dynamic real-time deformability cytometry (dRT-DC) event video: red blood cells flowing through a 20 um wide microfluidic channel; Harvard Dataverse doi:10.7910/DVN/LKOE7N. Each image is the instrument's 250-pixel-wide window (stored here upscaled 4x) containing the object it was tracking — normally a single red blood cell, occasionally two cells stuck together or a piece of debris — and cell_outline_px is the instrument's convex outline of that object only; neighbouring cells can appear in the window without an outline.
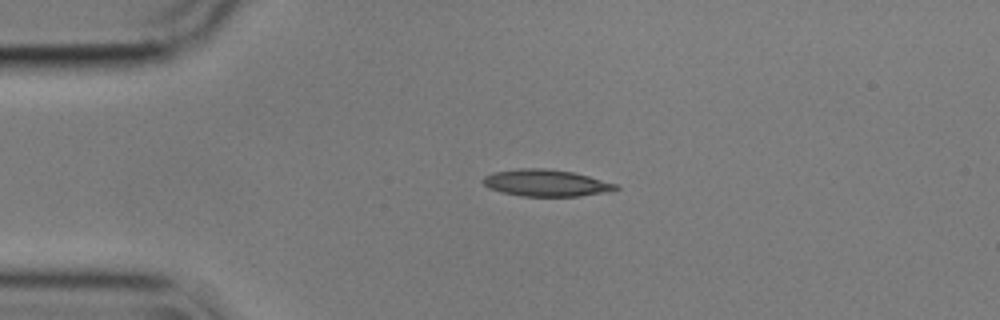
{"species": "common noctule bat (a hibernating species)", "species_latin": "Nyctalus noctula", "temperature_condition": "cold", "stored_images_in_passage": 44, "camera_frame_rate_fps": 3000, "um_per_image_px": 0.085, "animal": {"sex": "male", "body_mass_g": 17.9}, "frame": {"image": 1, "passage_image": 1, "time_ms": 0.0, "image_size_px": [1000, 320], "cell_outline_px": [[620, 188], [580, 196], [520, 196], [500, 192], [488, 188], [480, 180], [484, 176], [496, 172], [520, 168], [544, 168], [572, 172], [588, 176], [616, 184]], "centroid_in_image_um": [46.33, 15.55], "position_along_channel_um": 38.7, "area_um2": 20.46}}
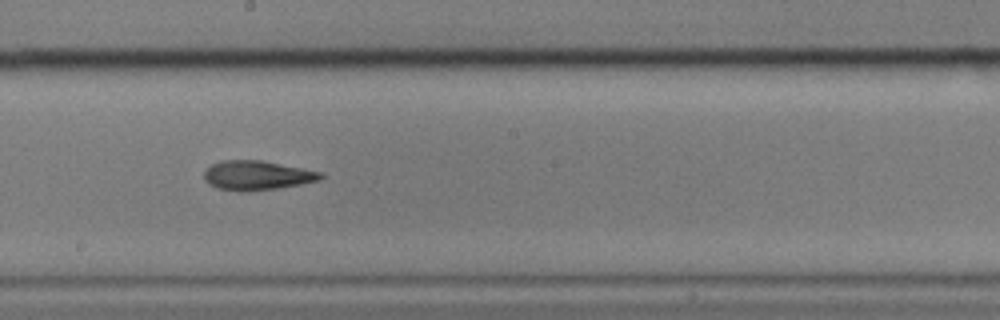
{"frame": {"image": 2, "passage_image": 19, "time_ms": 6.0, "image_size_px": [1000, 320], "cell_outline_px": [[324, 176], [320, 180], [300, 184], [276, 188], [248, 192], [240, 192], [216, 188], [208, 184], [204, 180], [204, 172], [212, 164], [220, 160], [260, 160], [324, 172]], "centroid_in_image_um": [21.83, 14.91], "position_along_channel_um": 226.4, "area_um2": 20.11}}
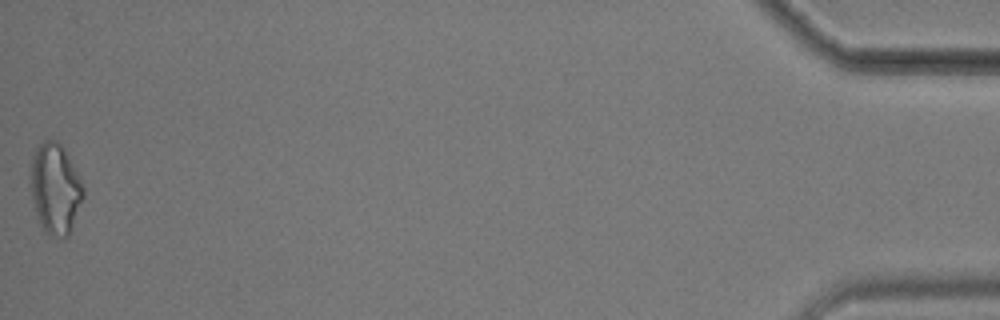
{"frame": {"image": 3, "passage_image": 44, "time_ms": 14.333, "image_size_px": [1000, 320], "cell_outline_px": [[84, 196], [68, 236], [56, 236], [44, 232], [36, 216], [32, 196], [32, 156], [36, 148], [44, 140], [56, 140], [64, 148], [80, 176], [84, 188]], "centroid_in_image_um": [4.72, 16.02], "position_along_channel_um": 430.5, "area_um2": 27.46}, "authors_computed_cell_mechanics": {"area_um2": 20.1722, "velocity_mm_per_s": 3.5877, "shape_relaxation_time_tau1_ms": 4.0788, "shape_relaxation_time_tau2_ms": 4.8636, "deformation_change_tau1": 0.1552, "deformation_change_tau2": 0.1323}}